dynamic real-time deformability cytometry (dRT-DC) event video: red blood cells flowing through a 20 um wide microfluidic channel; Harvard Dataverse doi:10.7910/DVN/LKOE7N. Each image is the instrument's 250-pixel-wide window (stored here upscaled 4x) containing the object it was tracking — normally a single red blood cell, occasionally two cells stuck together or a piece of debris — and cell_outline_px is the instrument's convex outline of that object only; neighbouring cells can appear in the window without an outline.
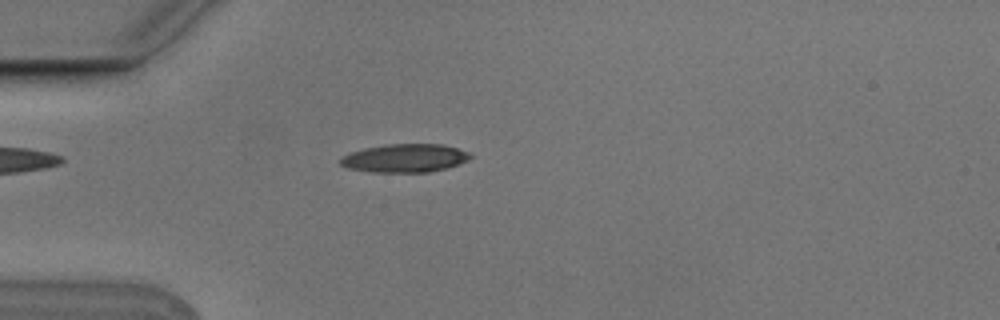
{"species": "Egyptian fruit bat (a non-hibernating species)", "species_latin": "Rousettus aegyptiacus", "temperature_condition": "cold", "stored_images_in_passage": 4, "camera_frame_rate_fps": 3000, "um_per_image_px": 0.085, "animal": {"sex": "male"}, "frame": {"image": 1, "passage_image": 3, "time_ms": 0.667, "image_size_px": [1000, 320], "cell_outline_px": [[472, 156], [468, 160], [444, 168], [428, 172], [372, 172], [348, 168], [340, 164], [340, 156], [348, 152], [364, 148], [388, 144], [444, 144], [468, 152]], "centroid_in_image_um": [34.35, 13.43], "position_along_channel_um": 50.6, "area_um2": 21.39}}